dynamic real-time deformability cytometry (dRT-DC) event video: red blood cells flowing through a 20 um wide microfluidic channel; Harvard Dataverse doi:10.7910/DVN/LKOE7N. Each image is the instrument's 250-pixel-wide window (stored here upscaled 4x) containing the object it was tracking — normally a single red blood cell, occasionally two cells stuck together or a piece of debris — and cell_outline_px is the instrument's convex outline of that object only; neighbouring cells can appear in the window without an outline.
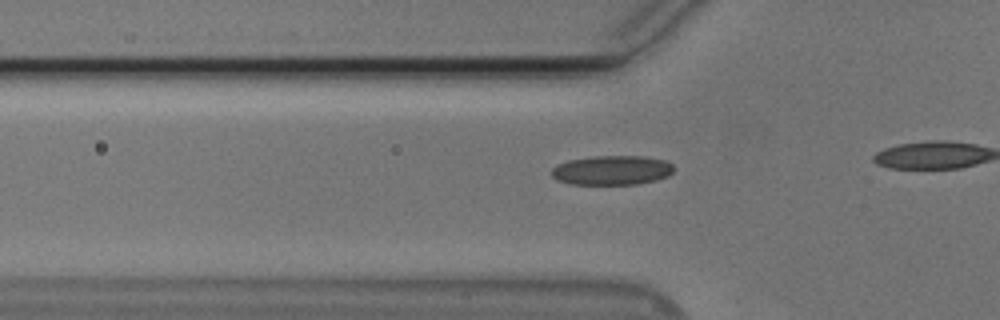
{"species": "Egyptian fruit bat (a non-hibernating species)", "species_latin": "Rousettus aegyptiacus", "temperature_condition": "cold", "stored_images_in_passage": 19, "camera_frame_rate_fps": 3000, "um_per_image_px": 0.085, "animal": {"sex": "male"}, "frame": {"image": 1, "passage_image": 14, "time_ms": 4.333, "image_size_px": [1000, 320], "cell_outline_px": [[676, 168], [668, 176], [656, 180], [636, 184], [572, 184], [556, 180], [552, 176], [552, 168], [556, 164], [568, 160], [592, 156], [644, 156], [664, 160], [672, 164]], "centroid_in_image_um": [52.01, 14.46], "position_along_channel_um": 73.8, "area_um2": 21.1}}